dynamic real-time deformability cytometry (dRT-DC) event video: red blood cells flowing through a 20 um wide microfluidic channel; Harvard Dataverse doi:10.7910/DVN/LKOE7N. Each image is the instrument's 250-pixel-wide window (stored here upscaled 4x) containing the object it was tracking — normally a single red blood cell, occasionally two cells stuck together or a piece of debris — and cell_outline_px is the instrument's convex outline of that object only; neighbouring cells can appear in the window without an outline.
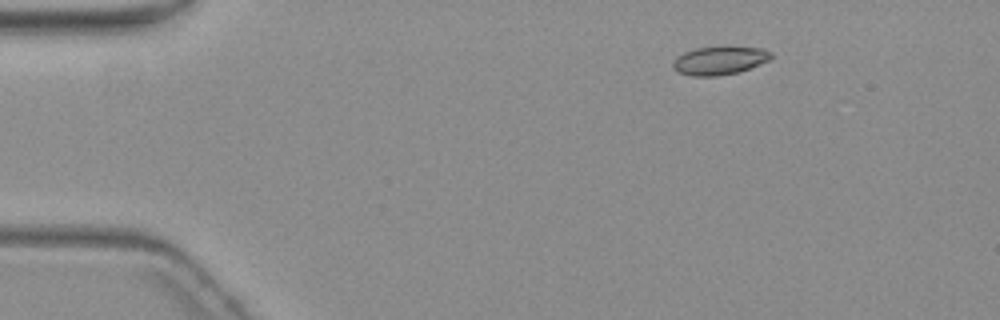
{"species": "common noctule bat (a hibernating species)", "species_latin": "Nyctalus noctula", "temperature_condition": "warm", "stored_images_in_passage": 10, "camera_frame_rate_fps": 3000, "um_per_image_px": 0.085, "animal": {"sex": "female", "body_mass_g": 19.3, "forearm_length_mm": 54.1}, "frame": {"image": 1, "passage_image": 2, "time_ms": 1.333, "image_size_px": [1000, 320], "cell_outline_px": [[772, 56], [768, 60], [748, 68], [736, 72], [716, 76], [692, 76], [676, 72], [672, 68], [672, 64], [676, 56], [684, 52], [696, 48], [720, 44], [724, 44], [764, 48], [772, 52]], "centroid_in_image_um": [61.13, 5.09], "position_along_channel_um": 23.9, "area_um2": 16.82}}
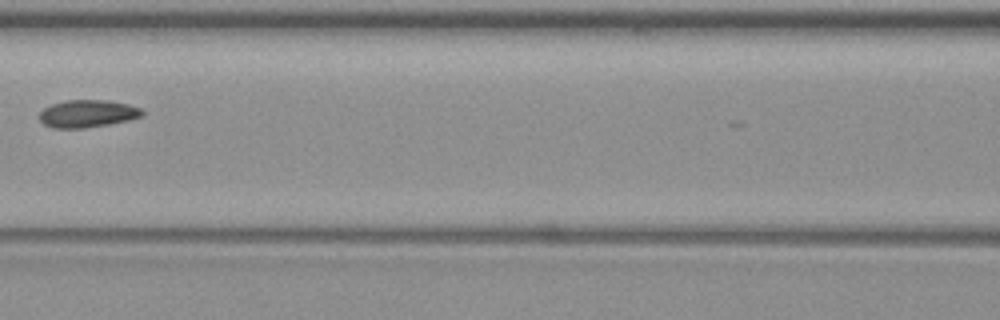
{"frame": {"image": 2, "passage_image": 7, "time_ms": 7.333, "image_size_px": [1000, 320], "cell_outline_px": [[144, 116], [128, 120], [108, 124], [84, 128], [52, 128], [44, 124], [40, 120], [40, 112], [44, 108], [52, 104], [64, 100], [108, 100], [128, 104], [140, 108], [144, 112]], "centroid_in_image_um": [7.44, 9.65], "position_along_channel_um": 159.2, "area_um2": 16.47}}
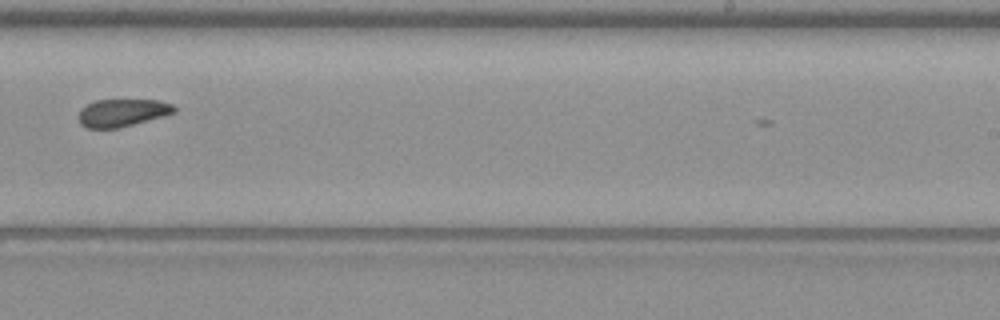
{"frame": {"image": 3, "passage_image": 10, "time_ms": 10.667, "image_size_px": [1000, 320], "cell_outline_px": [[176, 112], [164, 116], [120, 128], [88, 128], [80, 124], [80, 108], [96, 100], [156, 100], [172, 104], [176, 108]], "centroid_in_image_um": [10.41, 9.59], "position_along_channel_um": 278.6, "area_um2": 15.32}}